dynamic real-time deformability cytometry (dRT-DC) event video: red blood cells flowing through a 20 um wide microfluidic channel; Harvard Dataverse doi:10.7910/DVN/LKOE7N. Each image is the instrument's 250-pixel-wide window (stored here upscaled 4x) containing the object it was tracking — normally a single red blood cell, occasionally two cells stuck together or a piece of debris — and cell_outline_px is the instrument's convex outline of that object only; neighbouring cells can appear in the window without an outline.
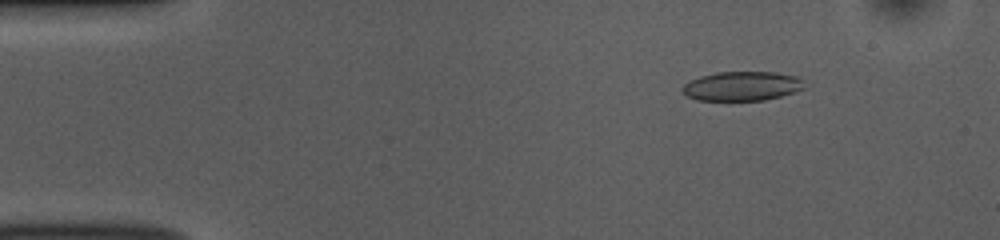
{"species": "common noctule bat (a hibernating species)", "species_latin": "Nyctalus noctula", "temperature_condition": "room temperature", "stored_images_in_passage": 52, "camera_frame_rate_fps": 3000, "um_per_image_px": 0.085, "animal": {"sex": "female", "body_mass_g": 10.0, "forearm_length_mm": 53.1}, "frame": {"image": 1, "passage_image": 7, "time_ms": 2.0, "image_size_px": [1000, 240], "cell_outline_px": [[808, 88], [796, 92], [764, 100], [696, 100], [684, 96], [680, 88], [688, 80], [700, 76], [716, 72], [776, 72], [796, 76], [804, 80]], "centroid_in_image_um": [63.07, 7.32], "position_along_channel_um": 21.9, "area_um2": 21.27}}
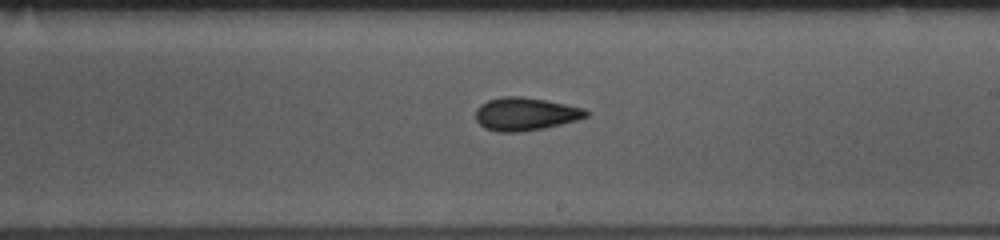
{"frame": {"image": 2, "passage_image": 30, "time_ms": 9.667, "image_size_px": [1000, 240], "cell_outline_px": [[588, 116], [576, 120], [544, 128], [520, 132], [500, 132], [484, 128], [476, 120], [476, 108], [480, 104], [488, 100], [504, 96], [520, 96], [544, 100], [584, 108], [588, 112]], "centroid_in_image_um": [44.62, 9.69], "position_along_channel_um": 244.4, "area_um2": 21.1}}
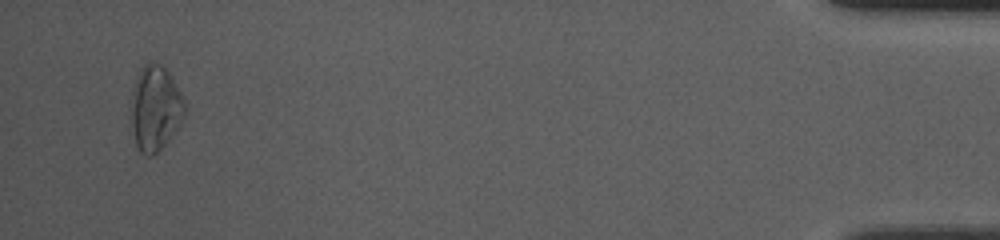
{"frame": {"image": 3, "passage_image": 50, "time_ms": 16.333, "image_size_px": [1000, 240], "cell_outline_px": [[184, 116], [180, 124], [168, 140], [152, 156], [148, 156], [140, 152], [136, 144], [128, 108], [128, 104], [132, 88], [136, 76], [140, 68], [148, 60], [160, 64], [168, 72], [180, 92], [184, 100]], "centroid_in_image_um": [13.13, 9.16], "position_along_channel_um": 422.1, "area_um2": 26.88}, "authors_computed_cell_mechanics": {"area_um2": 21.4438, "velocity_mm_per_s": 3.858, "shape_relaxation_time_tau1_ms": 4.1441, "shape_relaxation_time_tau2_ms": 3.5977, "deformation_change_tau1": 0.1061, "deformation_change_tau2": 0.1003}}